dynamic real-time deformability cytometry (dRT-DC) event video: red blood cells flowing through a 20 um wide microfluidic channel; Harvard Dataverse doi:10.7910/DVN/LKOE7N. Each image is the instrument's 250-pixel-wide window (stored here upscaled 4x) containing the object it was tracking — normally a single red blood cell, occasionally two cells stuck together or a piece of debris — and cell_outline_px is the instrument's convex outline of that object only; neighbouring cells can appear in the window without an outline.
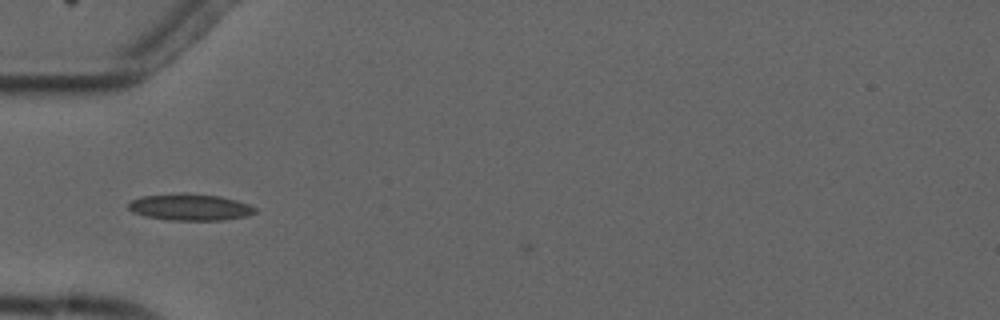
{"species": "common noctule bat (a hibernating species)", "species_latin": "Nyctalus noctula", "temperature_condition": "cold", "stored_images_in_passage": 4, "camera_frame_rate_fps": 3000, "um_per_image_px": 0.085, "animal": {"sex": "male", "forearm_length_mm": 52.5}, "frame": {"image": 1, "passage_image": 3, "time_ms": 2.667, "image_size_px": [1000, 320], "cell_outline_px": [[256, 212], [248, 216], [224, 220], [172, 220], [144, 216], [132, 212], [128, 208], [128, 204], [132, 200], [144, 196], [220, 196], [236, 200], [248, 204], [256, 208]], "centroid_in_image_um": [16.2, 17.67], "position_along_channel_um": 68.8, "area_um2": 18.61}}